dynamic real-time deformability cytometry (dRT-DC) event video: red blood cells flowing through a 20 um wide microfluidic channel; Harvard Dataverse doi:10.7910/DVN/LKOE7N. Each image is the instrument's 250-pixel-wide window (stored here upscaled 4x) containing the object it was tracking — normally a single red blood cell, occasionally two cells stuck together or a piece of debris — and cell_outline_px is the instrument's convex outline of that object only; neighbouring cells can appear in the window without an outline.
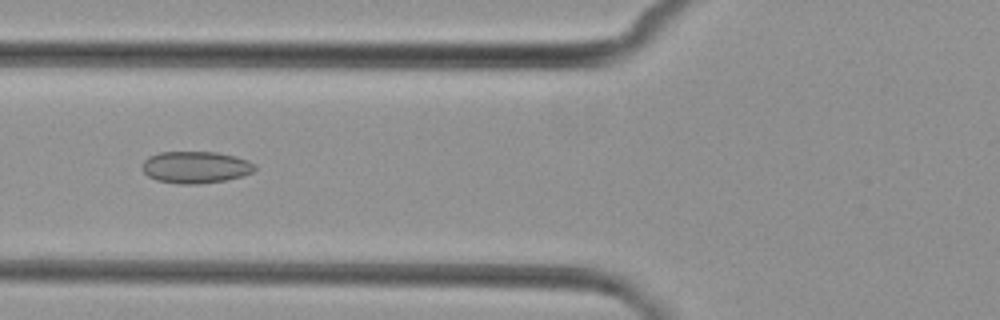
{"species": "common noctule bat (a hibernating species)", "species_latin": "Nyctalus noctula", "temperature_condition": "cold", "stored_images_in_passage": 8, "camera_frame_rate_fps": 3000, "um_per_image_px": 0.085, "animal": {"sex": "female", "body_mass_g": 29.2, "forearm_length_mm": 56.3}, "frame": {"image": 1, "passage_image": 5, "time_ms": 5.0, "image_size_px": [1000, 320], "cell_outline_px": [[256, 168], [252, 172], [244, 176], [224, 180], [196, 184], [180, 184], [156, 180], [148, 176], [144, 172], [144, 160], [148, 156], [160, 152], [216, 152], [236, 156], [248, 160], [256, 164]], "centroid_in_image_um": [16.66, 14.21], "position_along_channel_um": 109.1, "area_um2": 20.92}}
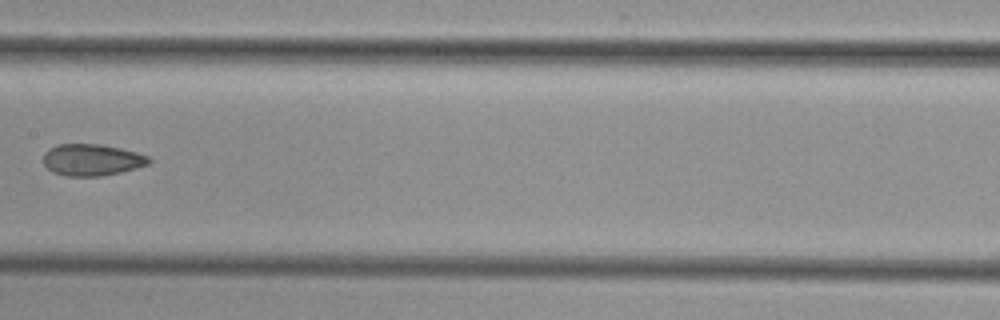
{"frame": {"image": 2, "passage_image": 7, "time_ms": 7.333, "image_size_px": [1000, 320], "cell_outline_px": [[152, 160], [148, 164], [136, 168], [120, 172], [100, 176], [64, 176], [52, 172], [44, 164], [44, 152], [48, 148], [56, 144], [100, 144], [120, 148], [136, 152], [148, 156]], "centroid_in_image_um": [7.78, 13.58], "position_along_channel_um": 199.6, "area_um2": 19.54}}
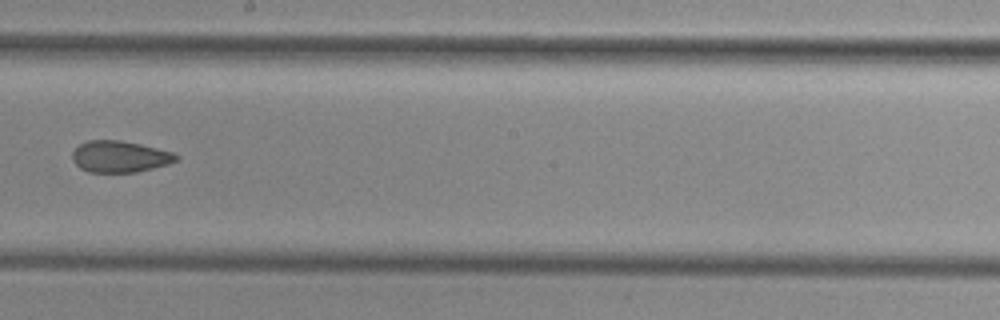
{"frame": {"image": 3, "passage_image": 8, "time_ms": 8.333, "image_size_px": [1000, 320], "cell_outline_px": [[180, 156], [176, 160], [168, 164], [136, 172], [88, 172], [80, 168], [72, 160], [72, 152], [80, 144], [88, 140], [120, 140], [140, 144], [172, 152]], "centroid_in_image_um": [10.16, 13.31], "position_along_channel_um": 238.0, "area_um2": 18.96}}